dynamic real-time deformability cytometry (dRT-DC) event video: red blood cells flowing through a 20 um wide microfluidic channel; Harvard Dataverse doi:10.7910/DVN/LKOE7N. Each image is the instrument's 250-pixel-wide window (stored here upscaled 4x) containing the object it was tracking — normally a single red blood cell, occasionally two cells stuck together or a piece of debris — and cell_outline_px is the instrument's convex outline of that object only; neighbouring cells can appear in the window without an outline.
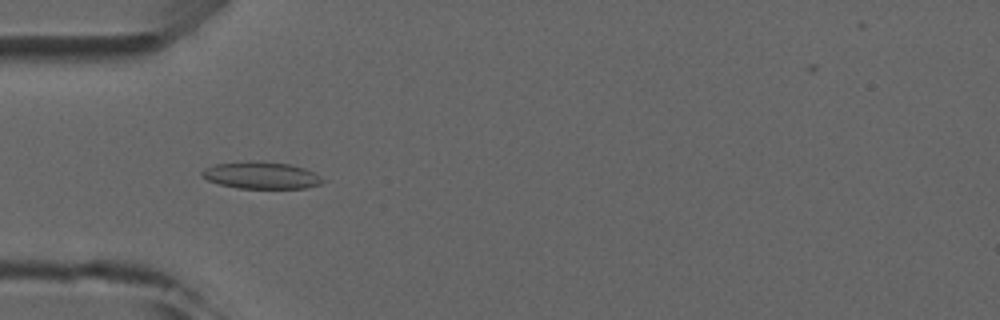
{"species": "common noctule bat (a hibernating species)", "species_latin": "Nyctalus noctula", "temperature_condition": "room temperature", "stored_images_in_passage": 7, "camera_frame_rate_fps": 3000, "um_per_image_px": 0.085, "animal": {"sex": "male", "forearm_length_mm": 52.5}, "frame": {"image": 1, "passage_image": 5, "time_ms": 4.667, "image_size_px": [1000, 320], "cell_outline_px": [[324, 180], [320, 184], [308, 188], [236, 188], [220, 184], [208, 180], [200, 176], [200, 172], [204, 168], [212, 164], [248, 160], [260, 160], [288, 164], [304, 168], [312, 172]], "centroid_in_image_um": [22.13, 14.88], "position_along_channel_um": 62.9, "area_um2": 19.19}}
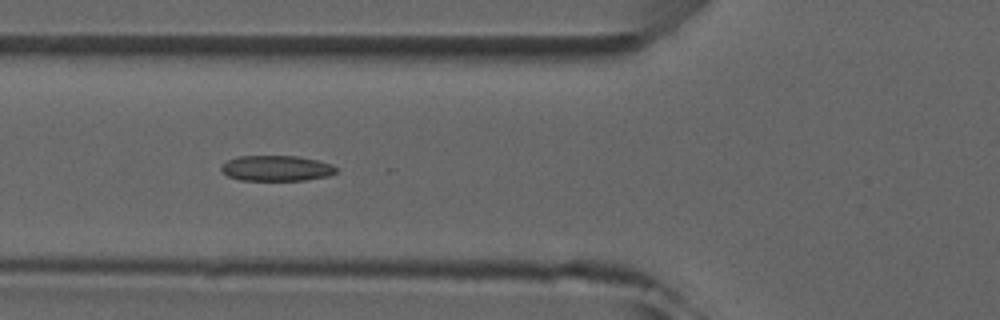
{"frame": {"image": 2, "passage_image": 6, "time_ms": 5.667, "image_size_px": [1000, 320], "cell_outline_px": [[336, 172], [328, 176], [304, 180], [240, 180], [228, 176], [220, 168], [220, 164], [236, 156], [296, 156], [316, 160], [332, 164], [336, 168]], "centroid_in_image_um": [23.46, 14.3], "position_along_channel_um": 102.3, "area_um2": 17.05}}
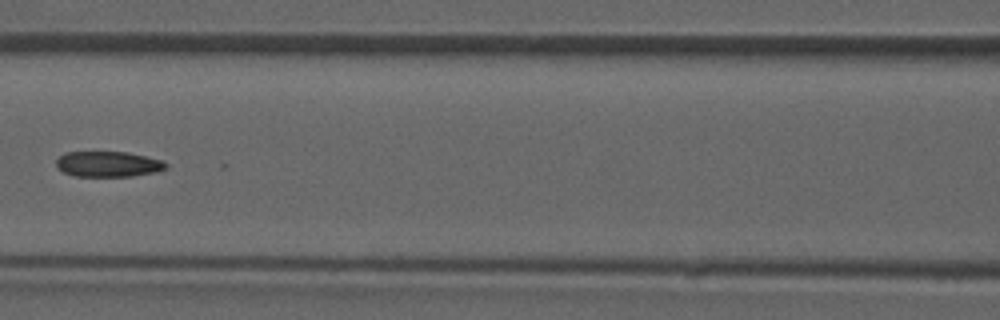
{"frame": {"image": 3, "passage_image": 7, "time_ms": 7.0, "image_size_px": [1000, 320], "cell_outline_px": [[168, 168], [156, 172], [132, 176], [72, 176], [64, 172], [56, 164], [56, 160], [64, 152], [128, 152], [160, 160], [168, 164]], "centroid_in_image_um": [9.2, 13.95], "position_along_channel_um": 157.4, "area_um2": 16.24}}